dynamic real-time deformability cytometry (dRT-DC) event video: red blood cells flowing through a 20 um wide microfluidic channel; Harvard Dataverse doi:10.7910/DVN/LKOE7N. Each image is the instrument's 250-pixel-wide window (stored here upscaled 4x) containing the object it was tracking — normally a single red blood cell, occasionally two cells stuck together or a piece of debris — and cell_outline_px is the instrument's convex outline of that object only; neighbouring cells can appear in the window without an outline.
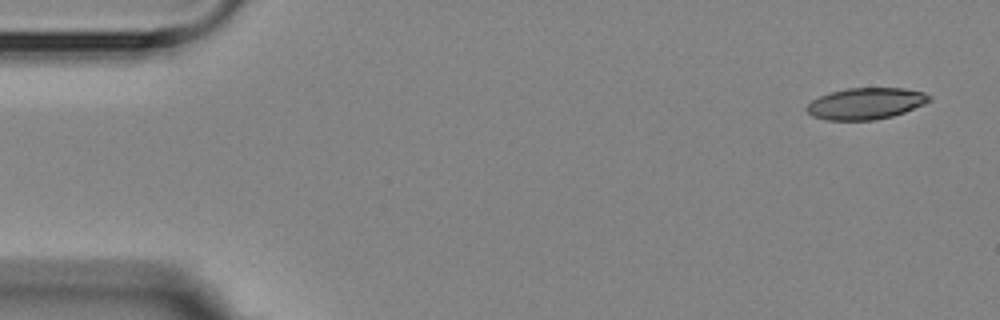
{"species": "Egyptian fruit bat (a non-hibernating species)", "species_latin": "Rousettus aegyptiacus", "temperature_condition": "room temperature", "stored_images_in_passage": 5, "segment_of_instrument_passage": [2, 2], "camera_frame_rate_fps": 3000, "um_per_image_px": 0.085, "animal": {"sex": "female"}, "frame": {"image": 1, "passage_image": 5, "time_ms": 4.667, "image_size_px": [1000, 320], "cell_outline_px": [[932, 100], [924, 104], [904, 112], [892, 116], [872, 120], [828, 120], [812, 116], [804, 108], [812, 100], [820, 96], [832, 92], [848, 88], [904, 88], [924, 92], [932, 96]], "centroid_in_image_um": [73.61, 8.8], "position_along_channel_um": 11.4, "area_um2": 22.43}}